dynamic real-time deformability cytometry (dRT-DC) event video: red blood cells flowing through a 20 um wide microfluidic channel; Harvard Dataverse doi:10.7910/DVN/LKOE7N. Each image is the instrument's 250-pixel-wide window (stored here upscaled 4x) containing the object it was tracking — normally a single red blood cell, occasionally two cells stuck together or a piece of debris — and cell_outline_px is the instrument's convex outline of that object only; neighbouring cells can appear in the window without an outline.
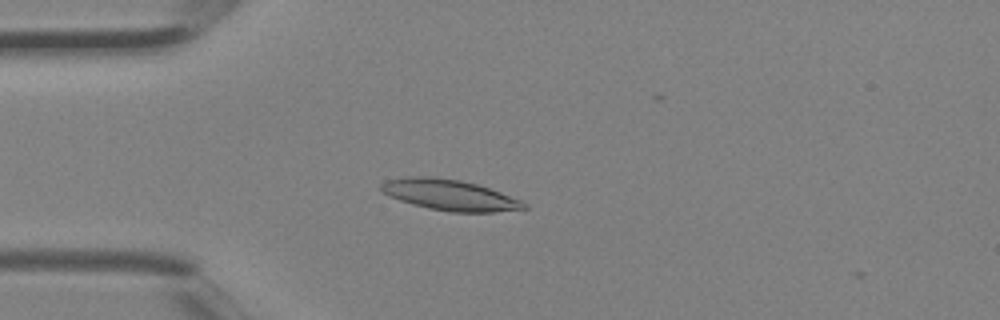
{"species": "Egyptian fruit bat (a non-hibernating species)", "species_latin": "Rousettus aegyptiacus", "temperature_condition": "room temperature", "stored_images_in_passage": 3, "camera_frame_rate_fps": 3000, "um_per_image_px": 0.085, "animal": {"sex": "female"}, "frame": {"image": 1, "passage_image": 3, "time_ms": 0.667, "image_size_px": [1000, 320], "cell_outline_px": [[528, 208], [492, 212], [452, 212], [428, 208], [412, 204], [388, 196], [380, 188], [380, 184], [384, 180], [404, 176], [436, 176], [460, 180], [476, 184], [500, 192], [520, 200], [528, 204]], "centroid_in_image_um": [38.17, 16.56], "position_along_channel_um": 46.8, "area_um2": 25.72}}